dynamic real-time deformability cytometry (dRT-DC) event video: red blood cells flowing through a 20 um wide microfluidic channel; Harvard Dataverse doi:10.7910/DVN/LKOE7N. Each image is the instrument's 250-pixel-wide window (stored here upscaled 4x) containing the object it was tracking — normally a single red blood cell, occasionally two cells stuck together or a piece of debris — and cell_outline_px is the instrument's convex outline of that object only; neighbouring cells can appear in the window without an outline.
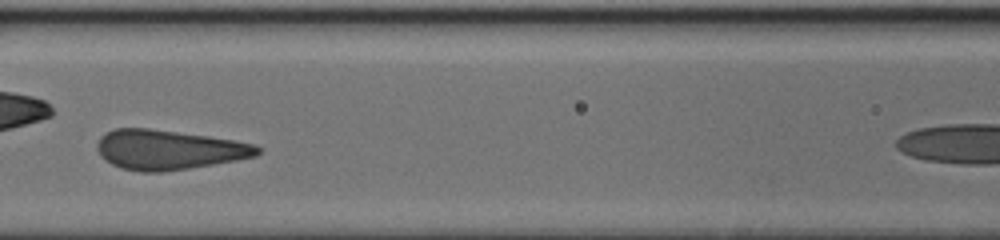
{"species": "human", "species_latin": "Homo sapiens", "temperature_condition": "cold", "stored_images_in_passage": 31, "camera_frame_rate_fps": 3000, "um_per_image_px": 0.085, "donor": {"sex": "female"}, "frame": {"image": 1, "passage_image": 10, "time_ms": 3.0, "image_size_px": [1000, 240], "cell_outline_px": [[260, 152], [256, 156], [236, 160], [188, 168], [160, 172], [140, 172], [120, 168], [112, 164], [100, 156], [96, 148], [96, 144], [100, 136], [116, 128], [148, 128], [208, 136], [256, 144], [260, 148]], "centroid_in_image_um": [14.3, 12.73], "position_along_channel_um": 152.3, "area_um2": 36.93}}
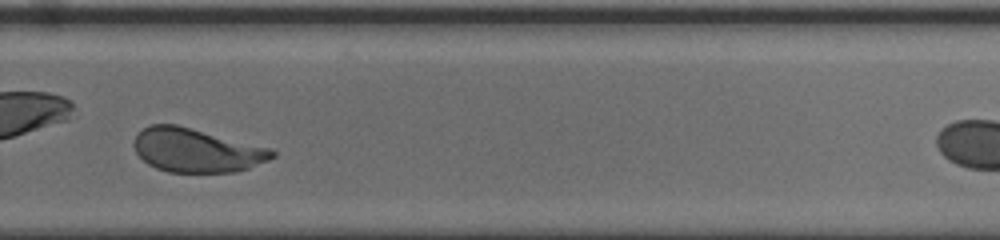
{"frame": {"image": 2, "passage_image": 22, "time_ms": 7.0, "image_size_px": [1000, 240], "cell_outline_px": [[276, 156], [268, 160], [248, 168], [236, 172], [168, 172], [156, 168], [148, 164], [136, 152], [132, 144], [132, 140], [136, 132], [148, 124], [176, 124], [272, 148], [276, 152]], "centroid_in_image_um": [16.67, 12.76], "position_along_channel_um": 313.1, "area_um2": 35.6}}